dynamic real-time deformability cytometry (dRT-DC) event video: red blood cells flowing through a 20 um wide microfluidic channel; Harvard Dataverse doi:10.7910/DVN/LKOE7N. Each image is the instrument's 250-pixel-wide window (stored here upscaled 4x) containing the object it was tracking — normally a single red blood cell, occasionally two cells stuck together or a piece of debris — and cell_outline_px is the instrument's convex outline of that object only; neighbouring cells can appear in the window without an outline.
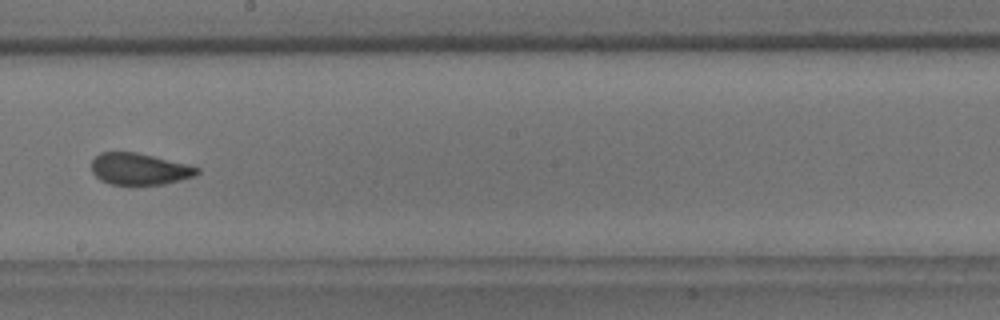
{"species": "common noctule bat (a hibernating species)", "species_latin": "Nyctalus noctula", "temperature_condition": "room temperature", "stored_images_in_passage": 9, "camera_frame_rate_fps": 3000, "um_per_image_px": 0.085, "animal": {"sex": "male", "body_mass_g": 18.8}, "frame": {"image": 1, "passage_image": 8, "time_ms": 9.0, "image_size_px": [1000, 320], "cell_outline_px": [[200, 172], [196, 176], [164, 184], [128, 188], [112, 184], [100, 180], [92, 172], [92, 160], [100, 152], [136, 152], [200, 168]], "centroid_in_image_um": [11.82, 14.42], "position_along_channel_um": 236.4, "area_um2": 19.94}}
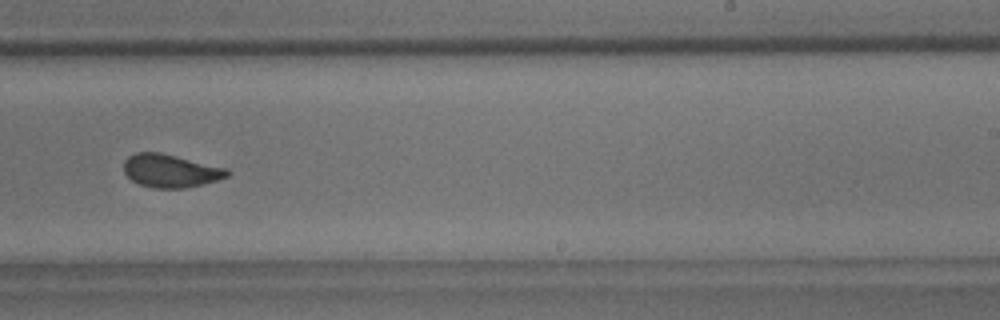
{"frame": {"image": 2, "passage_image": 9, "time_ms": 10.0, "image_size_px": [1000, 320], "cell_outline_px": [[232, 172], [228, 176], [216, 180], [184, 188], [152, 188], [140, 184], [132, 180], [124, 172], [124, 160], [128, 156], [136, 152], [160, 152], [228, 168]], "centroid_in_image_um": [14.49, 14.51], "position_along_channel_um": 274.5, "area_um2": 19.94}}